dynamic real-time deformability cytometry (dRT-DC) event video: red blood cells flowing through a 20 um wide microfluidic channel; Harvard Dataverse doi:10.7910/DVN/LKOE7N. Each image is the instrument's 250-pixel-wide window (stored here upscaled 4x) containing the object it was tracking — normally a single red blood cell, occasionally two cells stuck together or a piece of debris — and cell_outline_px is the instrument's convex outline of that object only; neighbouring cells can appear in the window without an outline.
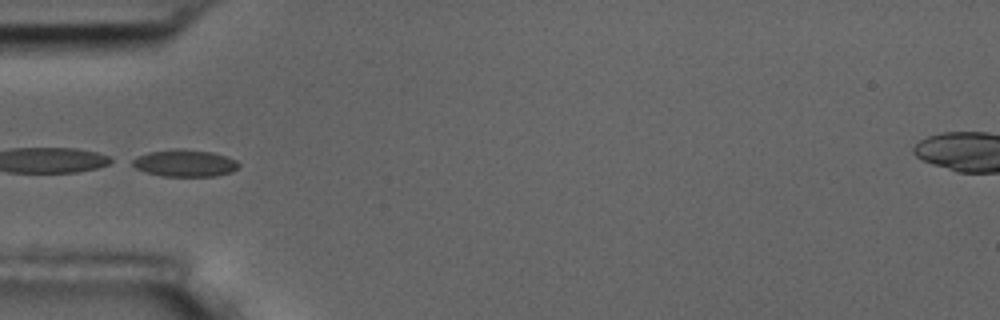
{"species": "common noctule bat (a hibernating species)", "species_latin": "Nyctalus noctula", "temperature_condition": "room temperature", "stored_images_in_passage": 13, "segment_of_instrument_passage": [2, 2], "camera_frame_rate_fps": 3000, "um_per_image_px": 0.085, "animal": {"sex": "male", "body_mass_g": 17.5, "forearm_length_mm": 52.3}, "frame": {"image": 1, "passage_image": 4, "time_ms": 4.667, "image_size_px": [1000, 320], "cell_outline_px": [[240, 164], [232, 172], [216, 176], [160, 176], [144, 172], [136, 168], [128, 160], [136, 156], [148, 152], [180, 148], [184, 148], [212, 152], [228, 156], [236, 160]], "centroid_in_image_um": [15.67, 13.86], "position_along_channel_um": 69.3, "area_um2": 17.05}}